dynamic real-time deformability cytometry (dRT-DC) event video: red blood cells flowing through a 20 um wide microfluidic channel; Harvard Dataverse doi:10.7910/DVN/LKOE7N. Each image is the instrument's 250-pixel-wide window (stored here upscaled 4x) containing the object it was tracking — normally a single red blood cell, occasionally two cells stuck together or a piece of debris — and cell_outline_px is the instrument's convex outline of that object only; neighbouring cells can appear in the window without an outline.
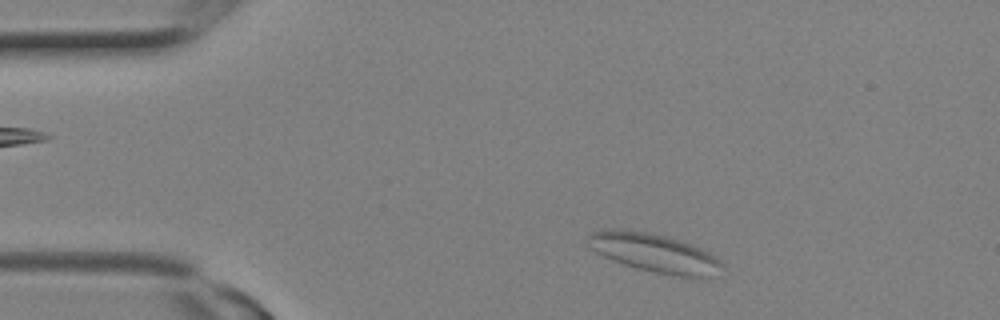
{"species": "Egyptian fruit bat (a non-hibernating species)", "species_latin": "Rousettus aegyptiacus", "temperature_condition": "room temperature", "stored_images_in_passage": 4, "camera_frame_rate_fps": 3000, "um_per_image_px": 0.085, "animal": {"sex": "female"}, "frame": {"image": 1, "passage_image": 1, "time_ms": 0.0, "image_size_px": [1000, 320], "cell_outline_px": [[724, 268], [708, 276], [680, 276], [656, 272], [636, 268], [624, 264], [604, 256], [596, 252], [592, 248], [588, 236], [588, 232], [648, 232], [664, 236], [700, 248], [716, 256], [724, 264]], "centroid_in_image_um": [55.7, 21.54], "position_along_channel_um": 29.3, "area_um2": 28.61}}